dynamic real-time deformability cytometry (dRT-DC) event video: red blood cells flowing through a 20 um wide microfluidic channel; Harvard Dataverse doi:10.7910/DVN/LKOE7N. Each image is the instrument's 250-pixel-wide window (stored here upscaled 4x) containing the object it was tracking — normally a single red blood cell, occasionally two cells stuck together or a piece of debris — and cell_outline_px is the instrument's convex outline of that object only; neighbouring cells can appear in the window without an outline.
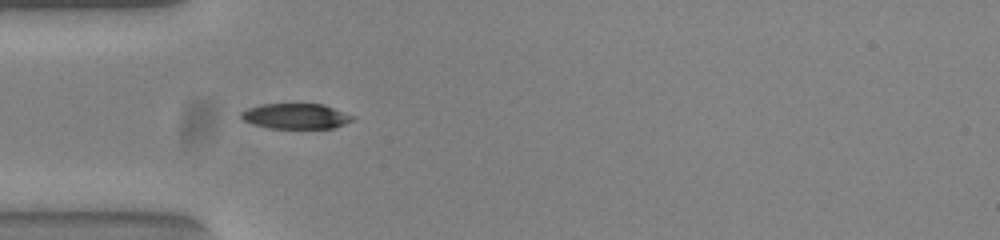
{"species": "common noctule bat (a hibernating species)", "species_latin": "Nyctalus noctula", "temperature_condition": "warm", "stored_images_in_passage": 41, "camera_frame_rate_fps": 3000, "um_per_image_px": 0.085, "animal": {"sex": "female", "body_mass_g": 23.0, "forearm_length_mm": 53.4}, "frame": {"image": 1, "passage_image": 7, "time_ms": 2.0, "image_size_px": [1000, 240], "cell_outline_px": [[356, 116], [352, 120], [344, 124], [332, 128], [272, 128], [252, 124], [244, 120], [240, 116], [240, 112], [248, 108], [260, 104], [324, 104]], "centroid_in_image_um": [25.15, 9.86], "position_along_channel_um": 59.8, "area_um2": 16.47}, "authors_computed_cell_mechanics": {"area_um2": 17.6868, "velocity_mm_per_s": 3.8322, "shape_relaxation_time_tau1_ms": 2.7372, "shape_relaxation_time_tau2_ms": 1.0027, "deformation_change_tau1": 0.1619, "deformation_change_tau2": 0.0506}}